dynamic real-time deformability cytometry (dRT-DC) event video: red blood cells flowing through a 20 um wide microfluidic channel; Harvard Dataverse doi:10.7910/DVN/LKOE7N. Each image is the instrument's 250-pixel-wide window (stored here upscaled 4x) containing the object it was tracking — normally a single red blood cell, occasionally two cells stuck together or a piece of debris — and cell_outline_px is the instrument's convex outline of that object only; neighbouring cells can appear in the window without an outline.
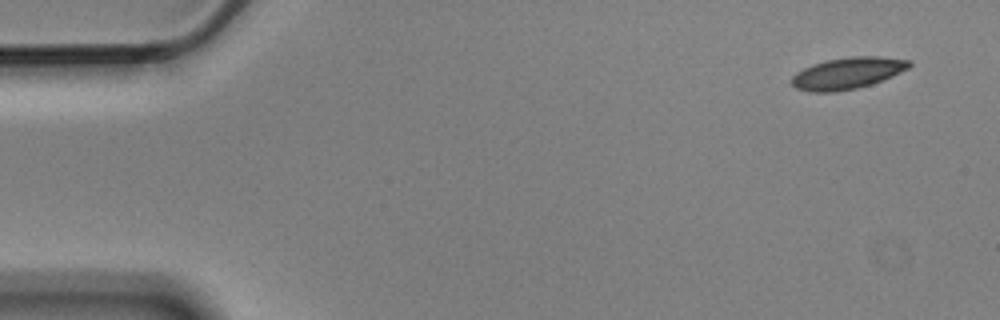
{"species": "Egyptian fruit bat (a non-hibernating species)", "species_latin": "Rousettus aegyptiacus", "temperature_condition": "cold", "stored_images_in_passage": 5, "camera_frame_rate_fps": 3000, "um_per_image_px": 0.085, "animal": {"sex": "male"}, "frame": {"image": 1, "passage_image": 1, "time_ms": 0.0, "image_size_px": [1000, 320], "cell_outline_px": [[912, 64], [908, 68], [892, 76], [872, 84], [856, 88], [836, 92], [808, 92], [796, 88], [792, 84], [792, 76], [796, 72], [812, 64], [828, 60], [852, 56], [880, 56], [908, 60]], "centroid_in_image_um": [72.02, 6.22], "position_along_channel_um": 13.0, "area_um2": 21.56}}
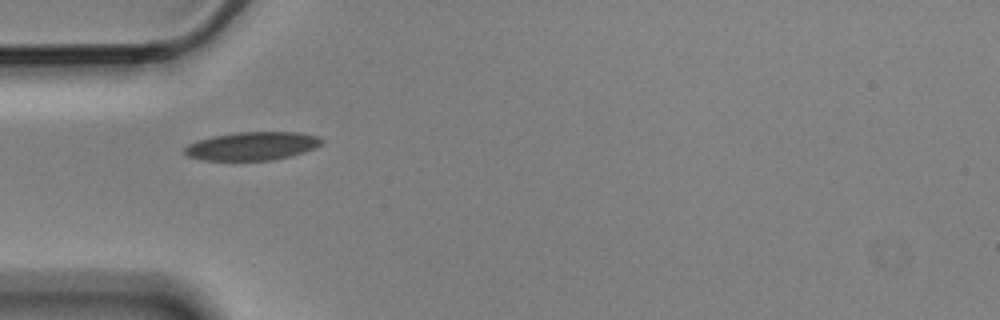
{"frame": {"image": 2, "passage_image": 5, "time_ms": 1.333, "image_size_px": [1000, 320], "cell_outline_px": [[324, 140], [316, 148], [304, 152], [272, 160], [204, 160], [188, 156], [184, 152], [184, 148], [188, 144], [212, 136], [236, 132], [300, 132], [320, 136]], "centroid_in_image_um": [21.47, 12.4], "position_along_channel_um": 63.5, "area_um2": 22.6}}